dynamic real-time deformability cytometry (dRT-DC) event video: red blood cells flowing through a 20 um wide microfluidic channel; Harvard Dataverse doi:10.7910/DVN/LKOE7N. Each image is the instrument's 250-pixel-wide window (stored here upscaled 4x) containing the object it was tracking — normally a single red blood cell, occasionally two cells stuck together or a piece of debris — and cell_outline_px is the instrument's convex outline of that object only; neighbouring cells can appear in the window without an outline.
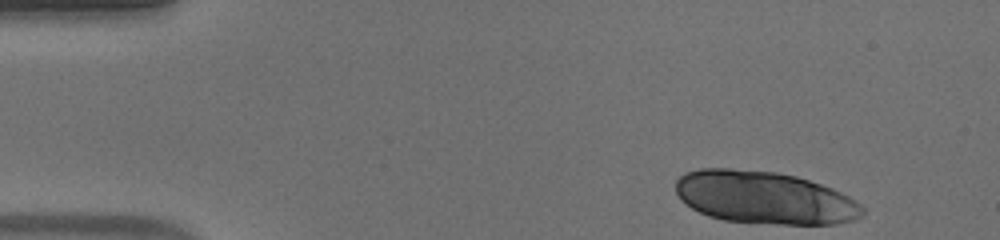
{"species": "human", "species_latin": "Homo sapiens", "temperature_condition": "warm", "stored_images_in_passage": 26, "segment_of_instrument_passage": [1, 2], "camera_frame_rate_fps": 3000, "um_per_image_px": 0.085, "donor": {"sex": "male"}, "frame": {"image": 1, "passage_image": 1, "time_ms": 0.0, "image_size_px": [1000, 240], "cell_outline_px": [[864, 216], [856, 220], [836, 224], [780, 224], [724, 220], [708, 216], [692, 208], [680, 200], [676, 192], [676, 180], [684, 172], [700, 168], [728, 168], [776, 172], [796, 176], [832, 188], [856, 200], [864, 208]], "centroid_in_image_um": [64.98, 16.8], "position_along_channel_um": 20.0, "area_um2": 57.51}}
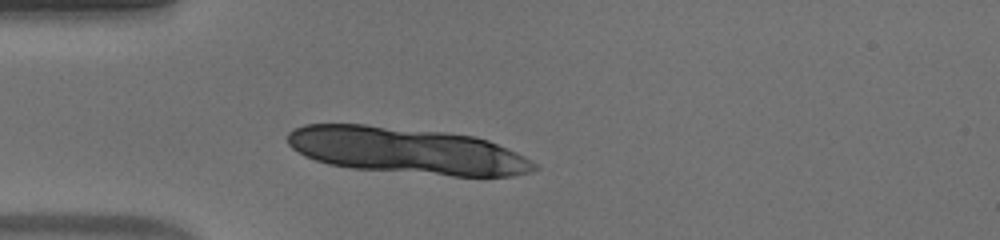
{"frame": {"image": 2, "passage_image": 10, "time_ms": 3.0, "image_size_px": [1000, 240], "cell_outline_px": [[540, 168], [532, 172], [512, 176], [452, 176], [352, 168], [328, 164], [304, 156], [292, 148], [288, 144], [288, 132], [304, 124], [364, 124], [448, 132], [476, 136], [488, 140], [516, 152], [524, 156], [536, 164]], "centroid_in_image_um": [34.59, 12.8], "position_along_channel_um": 50.4, "area_um2": 67.05}}